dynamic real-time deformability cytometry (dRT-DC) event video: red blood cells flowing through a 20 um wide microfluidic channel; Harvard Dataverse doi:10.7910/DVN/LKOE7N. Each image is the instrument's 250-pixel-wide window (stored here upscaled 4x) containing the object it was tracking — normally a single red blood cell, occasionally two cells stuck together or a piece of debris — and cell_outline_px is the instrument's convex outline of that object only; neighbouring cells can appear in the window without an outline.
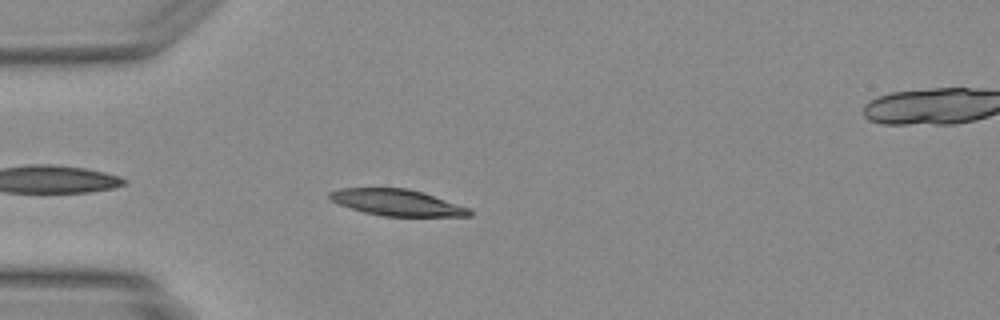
{"species": "Egyptian fruit bat (a non-hibernating species)", "species_latin": "Rousettus aegyptiacus", "temperature_condition": "warm", "stored_images_in_passage": 25, "camera_frame_rate_fps": 3000, "um_per_image_px": 0.085, "animal": {"sex": "female"}, "frame": {"image": 1, "passage_image": 4, "time_ms": 1.0, "image_size_px": [1000, 320], "cell_outline_px": [[472, 216], [384, 216], [364, 212], [340, 204], [332, 200], [328, 196], [328, 192], [340, 188], [408, 188], [424, 192], [468, 208], [472, 212]], "centroid_in_image_um": [33.74, 17.21], "position_along_channel_um": 51.3, "area_um2": 21.27}}
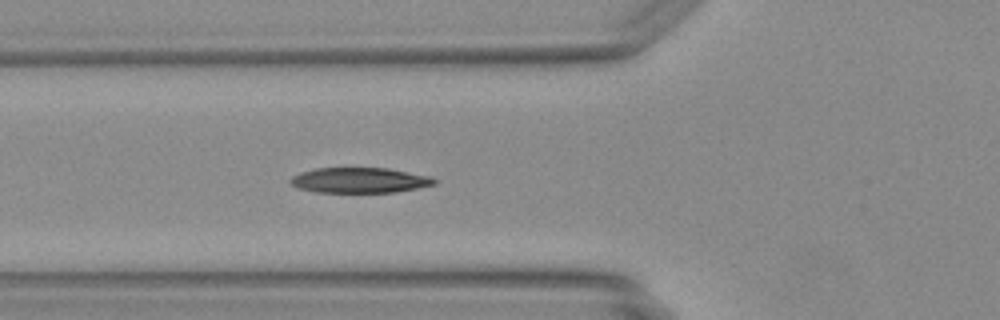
{"frame": {"image": 2, "passage_image": 8, "time_ms": 2.333, "image_size_px": [1000, 320], "cell_outline_px": [[436, 184], [396, 192], [316, 192], [300, 188], [292, 184], [288, 180], [292, 176], [300, 172], [316, 168], [388, 168], [432, 176], [436, 180]], "centroid_in_image_um": [30.58, 15.31], "position_along_channel_um": 95.2, "area_um2": 21.21}}